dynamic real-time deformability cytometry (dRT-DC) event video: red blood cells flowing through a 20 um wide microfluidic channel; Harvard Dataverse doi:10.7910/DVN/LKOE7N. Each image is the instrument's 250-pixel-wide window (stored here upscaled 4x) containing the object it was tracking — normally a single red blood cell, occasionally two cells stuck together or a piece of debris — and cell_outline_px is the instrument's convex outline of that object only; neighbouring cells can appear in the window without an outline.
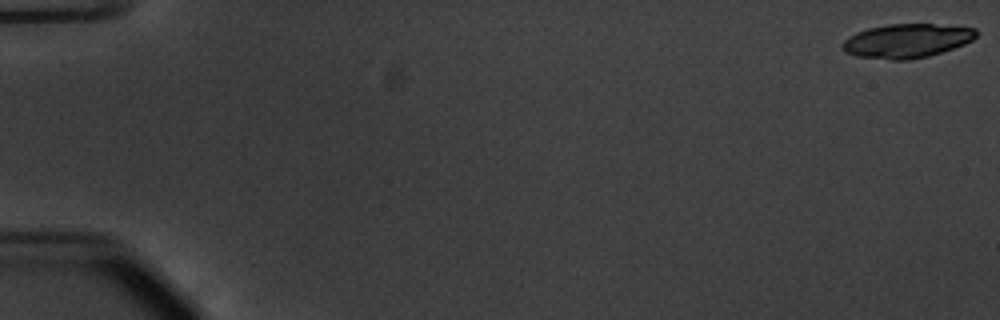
{"species": "common noctule bat (a hibernating species)", "species_latin": "Nyctalus noctula", "temperature_condition": "warm", "stored_images_in_passage": 9, "camera_frame_rate_fps": 3000, "um_per_image_px": 0.085, "animal": {"sex": "male", "body_mass_g": 20.1, "forearm_length_mm": 53.5}, "frame": {"image": 1, "passage_image": 1, "time_ms": 0.0, "image_size_px": [1000, 320], "cell_outline_px": [[976, 36], [972, 40], [964, 44], [928, 56], [908, 60], [892, 60], [856, 56], [844, 52], [844, 40], [848, 36], [856, 32], [868, 28], [888, 24], [932, 24], [976, 28]], "centroid_in_image_um": [77.05, 3.47], "position_along_channel_um": 7.9, "area_um2": 26.3}}